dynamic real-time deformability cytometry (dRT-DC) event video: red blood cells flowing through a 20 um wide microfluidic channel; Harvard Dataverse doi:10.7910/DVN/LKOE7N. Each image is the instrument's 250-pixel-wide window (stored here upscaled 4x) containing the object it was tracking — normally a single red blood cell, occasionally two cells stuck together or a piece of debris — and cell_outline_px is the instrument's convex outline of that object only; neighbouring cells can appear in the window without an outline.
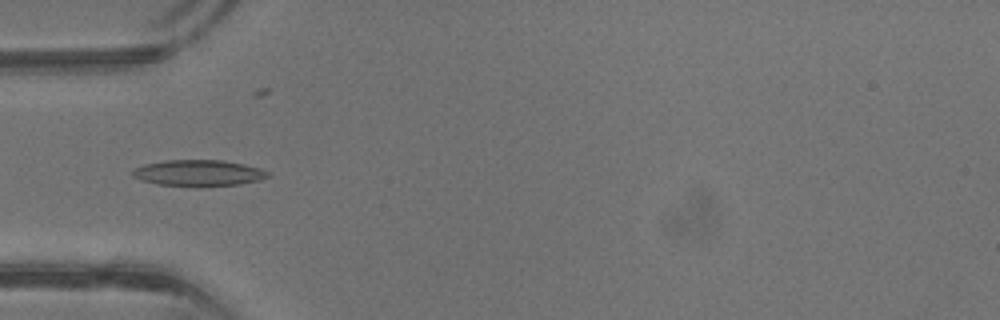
{"species": "common noctule bat (a hibernating species)", "species_latin": "Nyctalus noctula", "temperature_condition": "warm", "stored_images_in_passage": 31, "camera_frame_rate_fps": 3000, "um_per_image_px": 0.085, "animal": {"sex": "male", "body_mass_g": 13.3}, "frame": {"image": 1, "passage_image": 14, "time_ms": 4.333, "image_size_px": [1000, 320], "cell_outline_px": [[272, 176], [260, 180], [240, 184], [160, 184], [140, 180], [132, 176], [132, 172], [136, 168], [144, 164], [164, 160], [224, 160], [244, 164], [260, 168], [268, 172]], "centroid_in_image_um": [16.9, 14.66], "position_along_channel_um": 68.1, "area_um2": 19.94}}